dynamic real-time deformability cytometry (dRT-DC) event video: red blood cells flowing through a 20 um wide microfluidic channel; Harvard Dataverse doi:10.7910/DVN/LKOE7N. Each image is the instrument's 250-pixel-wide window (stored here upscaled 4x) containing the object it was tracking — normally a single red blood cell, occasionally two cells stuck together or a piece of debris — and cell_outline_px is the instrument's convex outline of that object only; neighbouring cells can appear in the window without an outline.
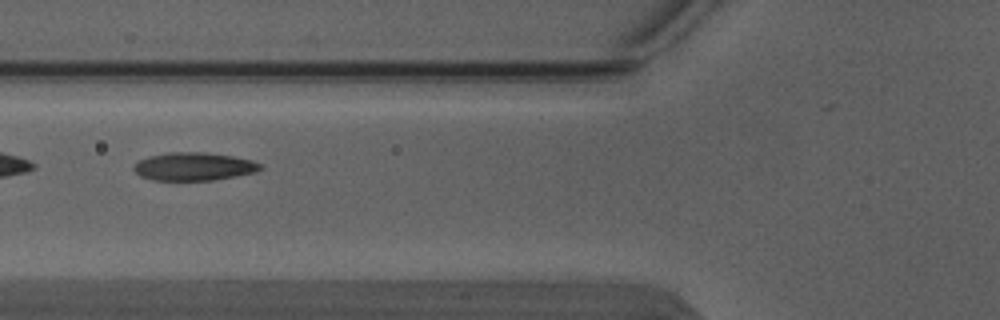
{"species": "Egyptian fruit bat (a non-hibernating species)", "species_latin": "Rousettus aegyptiacus", "temperature_condition": "warm", "stored_images_in_passage": 6, "camera_frame_rate_fps": 3000, "um_per_image_px": 0.085, "animal": {"sex": "male"}, "frame": {"image": 1, "passage_image": 6, "time_ms": 1.667, "image_size_px": [1000, 320], "cell_outline_px": [[264, 168], [256, 172], [212, 180], [152, 180], [140, 176], [132, 168], [140, 160], [148, 156], [168, 152], [204, 152], [232, 156], [252, 160], [260, 164]], "centroid_in_image_um": [16.47, 14.15], "position_along_channel_um": 109.3, "area_um2": 20.63}}